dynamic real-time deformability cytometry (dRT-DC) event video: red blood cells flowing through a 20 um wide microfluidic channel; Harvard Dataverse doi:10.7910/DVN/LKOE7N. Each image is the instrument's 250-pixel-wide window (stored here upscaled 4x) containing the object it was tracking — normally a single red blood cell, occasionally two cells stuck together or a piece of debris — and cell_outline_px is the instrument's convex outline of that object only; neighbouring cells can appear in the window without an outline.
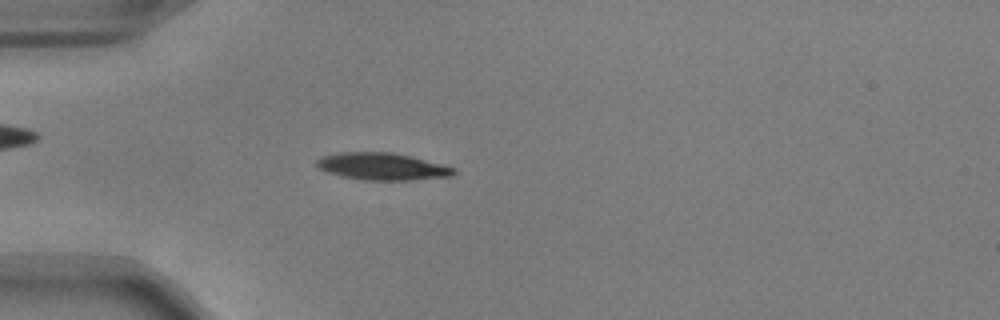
{"species": "common noctule bat (a hibernating species)", "species_latin": "Nyctalus noctula", "temperature_condition": "warm", "stored_images_in_passage": 53, "camera_frame_rate_fps": 3000, "um_per_image_px": 0.085, "animal": {"sex": "male", "body_mass_g": 17.9, "forearm_length_mm": 54.2}, "frame": {"image": 1, "passage_image": 15, "time_ms": 4.667, "image_size_px": [1000, 320], "cell_outline_px": [[456, 172], [452, 176], [408, 180], [364, 180], [344, 176], [328, 172], [320, 168], [316, 164], [316, 160], [320, 156], [340, 152], [392, 152], [412, 156], [444, 164], [456, 168]], "centroid_in_image_um": [32.53, 14.14], "position_along_channel_um": 52.5, "area_um2": 21.73}}
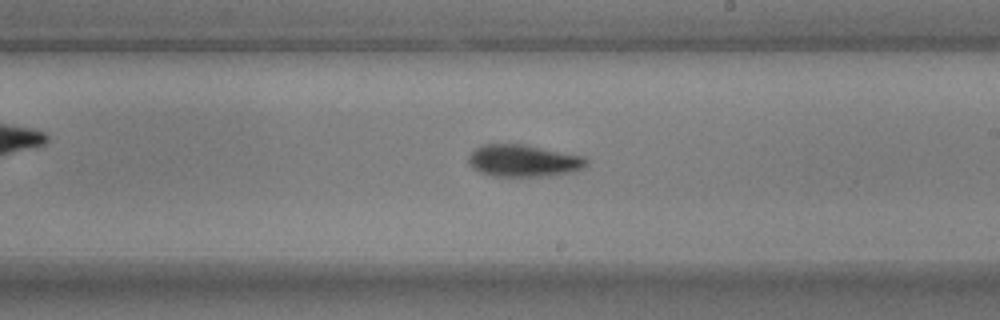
{"frame": {"image": 2, "passage_image": 31, "time_ms": 10.0, "image_size_px": [1000, 320], "cell_outline_px": [[588, 164], [584, 168], [576, 172], [548, 176], [492, 176], [480, 172], [472, 168], [468, 164], [468, 156], [476, 148], [484, 144], [524, 144], [584, 156], [588, 160]], "centroid_in_image_um": [44.52, 13.67], "position_along_channel_um": 244.5, "area_um2": 22.31}}
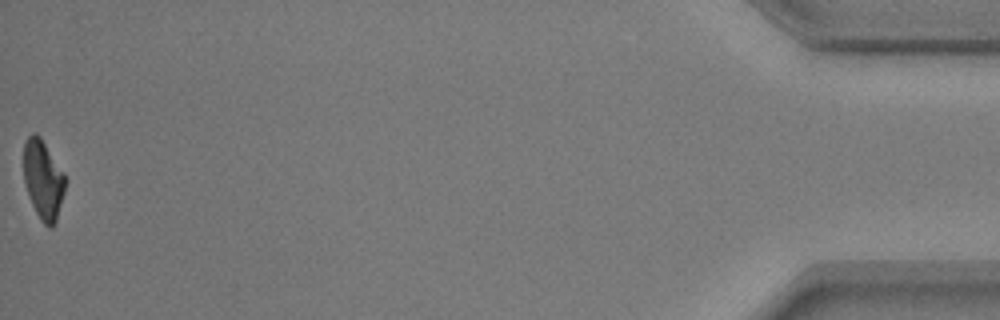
{"frame": {"image": 3, "passage_image": 53, "time_ms": 17.333, "image_size_px": [1000, 320], "cell_outline_px": [[68, 180], [56, 224], [52, 228], [48, 228], [40, 220], [28, 196], [24, 180], [24, 140], [32, 132], [36, 132], [40, 136], [64, 172]], "centroid_in_image_um": [3.7, 15.29], "position_along_channel_um": 431.5, "area_um2": 19.71}, "authors_computed_cell_mechanics": {"area_um2": 20.9814, "velocity_mm_per_s": 3.8021, "shape_relaxation_time_tau1_ms": 3.2833, "shape_relaxation_time_tau2_ms": null, "deformation_change_tau1": 0.1763, "deformation_change_tau2": null}}